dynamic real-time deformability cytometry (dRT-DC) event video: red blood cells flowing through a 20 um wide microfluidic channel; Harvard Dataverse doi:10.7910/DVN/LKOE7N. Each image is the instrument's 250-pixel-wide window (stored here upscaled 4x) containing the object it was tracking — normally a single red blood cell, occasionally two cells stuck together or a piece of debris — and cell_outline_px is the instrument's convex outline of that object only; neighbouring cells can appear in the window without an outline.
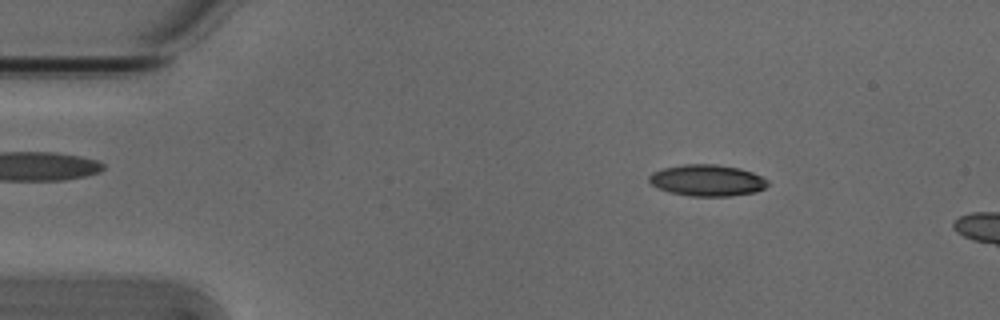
{"species": "Egyptian fruit bat (a non-hibernating species)", "species_latin": "Rousettus aegyptiacus", "temperature_condition": "cold", "stored_images_in_passage": 11, "camera_frame_rate_fps": 3000, "um_per_image_px": 0.085, "animal": {"sex": "male"}, "frame": {"image": 1, "passage_image": 7, "time_ms": 2.0, "image_size_px": [1000, 320], "cell_outline_px": [[768, 184], [764, 188], [756, 192], [732, 196], [692, 196], [668, 192], [652, 184], [648, 180], [648, 176], [652, 172], [664, 168], [684, 164], [716, 164], [740, 168], [752, 172], [768, 180]], "centroid_in_image_um": [60.12, 15.33], "position_along_channel_um": 24.9, "area_um2": 21.73}}